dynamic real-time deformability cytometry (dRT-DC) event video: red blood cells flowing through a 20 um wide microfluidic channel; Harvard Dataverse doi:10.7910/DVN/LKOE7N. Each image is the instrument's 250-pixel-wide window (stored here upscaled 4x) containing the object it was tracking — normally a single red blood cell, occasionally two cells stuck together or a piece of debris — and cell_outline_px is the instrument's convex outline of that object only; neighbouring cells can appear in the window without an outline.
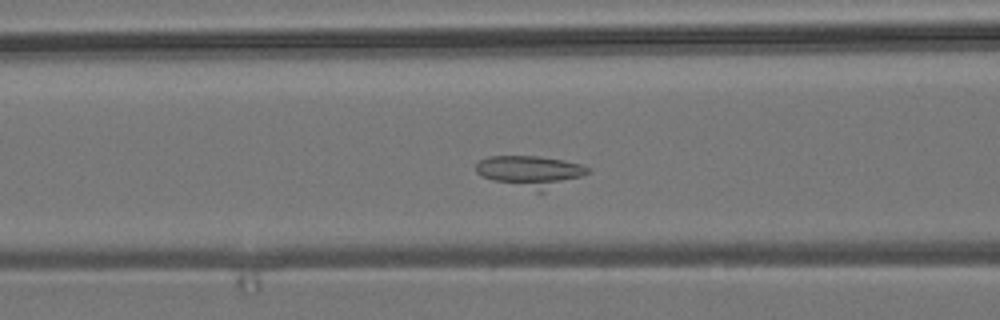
{"species": "common noctule bat (a hibernating species)", "species_latin": "Nyctalus noctula", "temperature_condition": "room temperature", "stored_images_in_passage": 24, "camera_frame_rate_fps": 3000, "um_per_image_px": 0.085, "animal": {"sex": "male", "body_mass_g": 19.2, "forearm_length_mm": 51.8}, "frame": {"image": 1, "passage_image": 9, "time_ms": 2.667, "image_size_px": [1000, 320], "cell_outline_px": [[592, 172], [544, 192], [536, 192], [492, 180], [476, 172], [476, 164], [480, 160], [488, 156], [540, 156], [564, 160], [580, 164], [592, 168]], "centroid_in_image_um": [45.13, 14.58], "position_along_channel_um": 121.5, "area_um2": 20.75}}
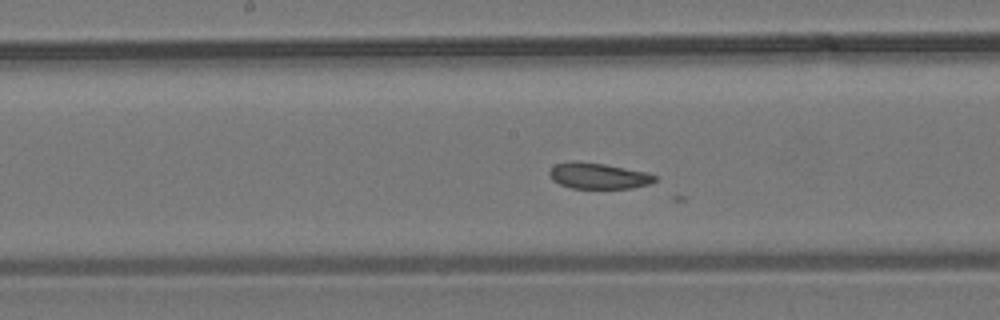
{"frame": {"image": 2, "passage_image": 15, "time_ms": 4.667, "image_size_px": [1000, 320], "cell_outline_px": [[660, 176], [656, 180], [648, 184], [632, 188], [572, 188], [560, 184], [552, 180], [548, 172], [556, 164], [572, 160], [576, 160], [604, 164], [644, 172]], "centroid_in_image_um": [50.84, 14.94], "position_along_channel_um": 197.4, "area_um2": 15.9}}
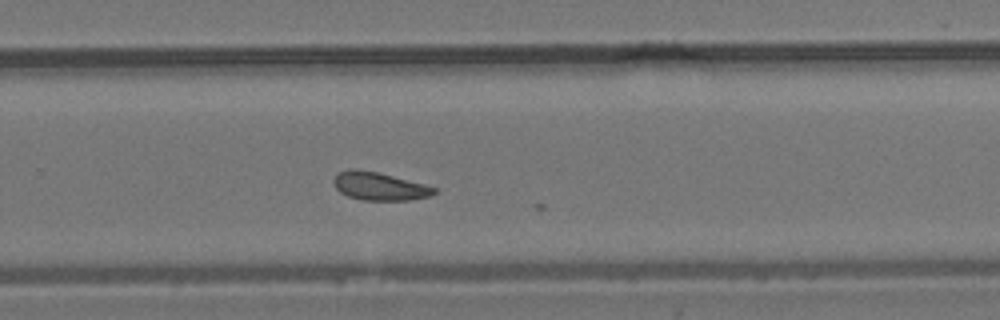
{"frame": {"image": 3, "passage_image": 23, "time_ms": 7.333, "image_size_px": [1000, 320], "cell_outline_px": [[436, 192], [428, 196], [408, 200], [364, 200], [348, 196], [340, 192], [336, 188], [332, 180], [336, 172], [352, 168], [356, 168], [376, 172], [424, 184], [436, 188]], "centroid_in_image_um": [32.18, 15.82], "position_along_channel_um": 297.6, "area_um2": 16.3}}